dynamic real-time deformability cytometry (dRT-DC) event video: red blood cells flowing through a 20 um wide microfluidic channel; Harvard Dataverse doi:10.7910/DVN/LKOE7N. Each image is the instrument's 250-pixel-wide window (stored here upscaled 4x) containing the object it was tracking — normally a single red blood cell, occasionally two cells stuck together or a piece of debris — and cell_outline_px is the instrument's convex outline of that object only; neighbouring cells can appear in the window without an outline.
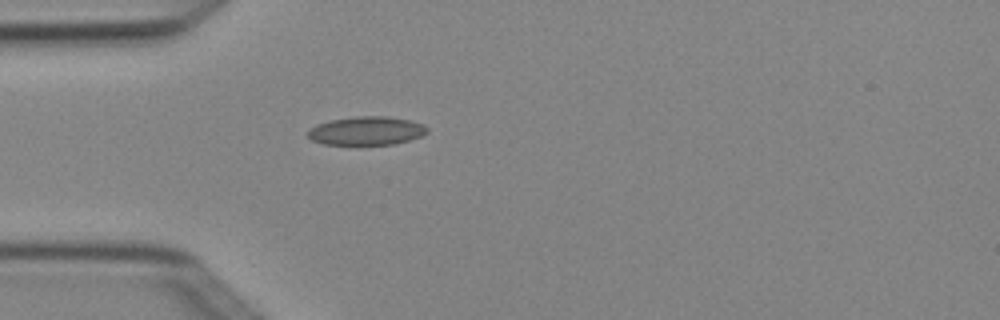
{"species": "Egyptian fruit bat (a non-hibernating species)", "species_latin": "Rousettus aegyptiacus", "temperature_condition": "cold", "stored_images_in_passage": 1, "camera_frame_rate_fps": 3000, "um_per_image_px": 0.085, "animal": {"sex": "female"}, "frame": {"image": 1, "passage_image": 1, "time_ms": 0.0, "image_size_px": [1000, 320], "cell_outline_px": [[428, 132], [420, 136], [396, 144], [356, 148], [324, 144], [312, 140], [308, 136], [308, 128], [316, 124], [332, 120], [356, 116], [388, 116], [408, 120], [424, 124], [428, 128]], "centroid_in_image_um": [31.11, 11.17], "position_along_channel_um": 53.9, "area_um2": 20.81}}